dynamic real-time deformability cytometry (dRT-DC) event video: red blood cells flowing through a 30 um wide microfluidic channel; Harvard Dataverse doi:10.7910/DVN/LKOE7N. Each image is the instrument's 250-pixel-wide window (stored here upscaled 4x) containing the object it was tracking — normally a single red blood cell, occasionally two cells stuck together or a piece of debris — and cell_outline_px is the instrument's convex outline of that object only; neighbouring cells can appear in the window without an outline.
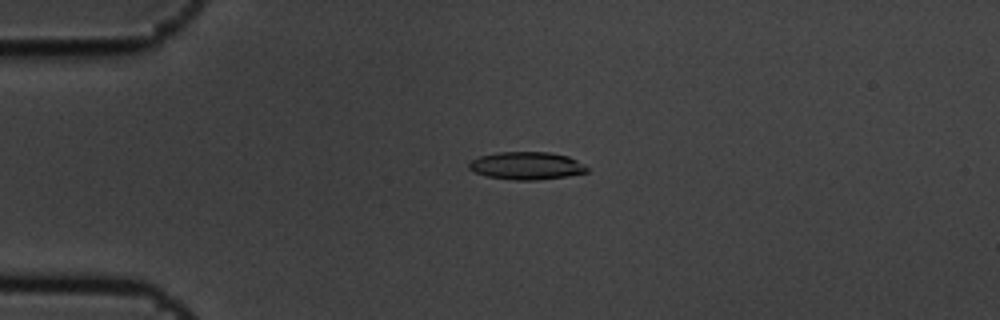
{"species": "common noctule bat (a hibernating species)", "species_latin": "Nyctalus noctula", "temperature_condition": "cold", "stored_images_in_passage": 5, "camera_frame_rate_fps": 3000, "um_per_image_px": 0.085, "animal": {"sex": "male", "body_mass_g": 19.5, "forearm_length_mm": 54.6}, "frame": {"image": 1, "passage_image": 4, "time_ms": 1.0, "image_size_px": [1000, 320], "cell_outline_px": [[588, 172], [568, 176], [536, 180], [516, 180], [488, 176], [476, 172], [468, 168], [468, 164], [472, 160], [480, 156], [496, 152], [548, 152], [568, 156], [576, 160], [588, 168]], "centroid_in_image_um": [44.76, 14.08], "position_along_channel_um": 40.2, "area_um2": 18.9}}